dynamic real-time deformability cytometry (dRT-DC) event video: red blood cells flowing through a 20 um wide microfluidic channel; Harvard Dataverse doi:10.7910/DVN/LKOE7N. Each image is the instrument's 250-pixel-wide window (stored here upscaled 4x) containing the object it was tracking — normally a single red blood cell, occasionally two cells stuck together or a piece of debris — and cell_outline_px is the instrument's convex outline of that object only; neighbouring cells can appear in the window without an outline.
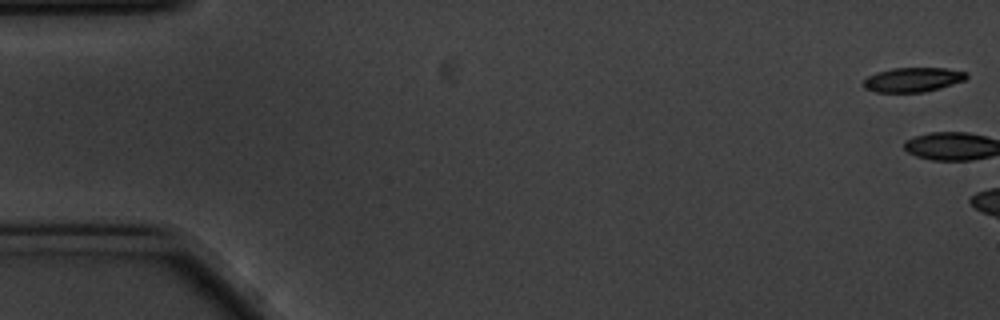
{"species": "common noctule bat (a hibernating species)", "species_latin": "Nyctalus noctula", "temperature_condition": "cold", "stored_images_in_passage": 3, "camera_frame_rate_fps": 3000, "um_per_image_px": 0.085, "animal": {"sex": "male", "body_mass_g": 20.1, "forearm_length_mm": 53.5}, "frame": {"image": 1, "passage_image": 1, "time_ms": 0.0, "image_size_px": [1000, 320], "cell_outline_px": [[968, 76], [964, 80], [940, 88], [924, 92], [876, 92], [864, 88], [864, 80], [868, 76], [876, 72], [892, 68], [944, 68], [968, 72]], "centroid_in_image_um": [77.59, 6.77], "position_along_channel_um": 7.4, "area_um2": 14.62}}